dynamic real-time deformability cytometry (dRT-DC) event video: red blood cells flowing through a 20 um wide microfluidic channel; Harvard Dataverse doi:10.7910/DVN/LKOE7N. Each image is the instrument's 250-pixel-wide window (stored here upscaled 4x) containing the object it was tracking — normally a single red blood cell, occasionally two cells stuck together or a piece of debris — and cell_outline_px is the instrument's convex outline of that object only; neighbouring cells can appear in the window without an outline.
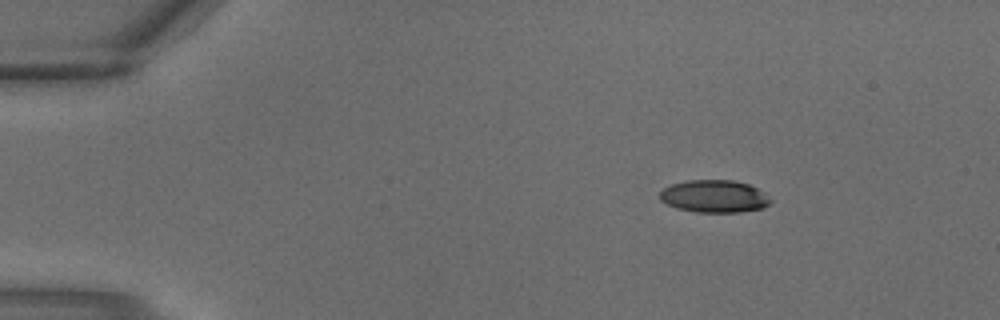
{"species": "common noctule bat (a hibernating species)", "species_latin": "Nyctalus noctula", "temperature_condition": "warm", "stored_images_in_passage": 2, "camera_frame_rate_fps": 3000, "um_per_image_px": 0.085, "animal": {"sex": "male", "body_mass_g": 18.8}, "frame": {"image": 1, "passage_image": 1, "time_ms": 0.0, "image_size_px": [1000, 320], "cell_outline_px": [[772, 200], [764, 208], [740, 212], [696, 212], [676, 208], [660, 200], [660, 192], [664, 188], [672, 184], [688, 180], [732, 180], [748, 184], [764, 192]], "centroid_in_image_um": [60.72, 16.69], "position_along_channel_um": 24.3, "area_um2": 20.92}}
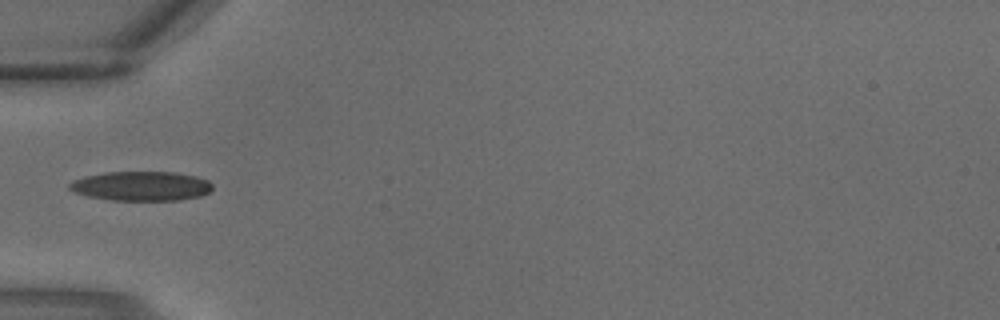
{"frame": {"image": 2, "passage_image": 2, "time_ms": 0.333, "image_size_px": [1000, 320], "cell_outline_px": [[212, 188], [208, 192], [200, 196], [180, 200], [112, 200], [88, 196], [76, 192], [68, 188], [68, 184], [72, 180], [84, 176], [104, 172], [176, 172], [196, 176], [208, 180], [212, 184]], "centroid_in_image_um": [11.99, 15.81], "position_along_channel_um": 73.0, "area_um2": 24.57}}